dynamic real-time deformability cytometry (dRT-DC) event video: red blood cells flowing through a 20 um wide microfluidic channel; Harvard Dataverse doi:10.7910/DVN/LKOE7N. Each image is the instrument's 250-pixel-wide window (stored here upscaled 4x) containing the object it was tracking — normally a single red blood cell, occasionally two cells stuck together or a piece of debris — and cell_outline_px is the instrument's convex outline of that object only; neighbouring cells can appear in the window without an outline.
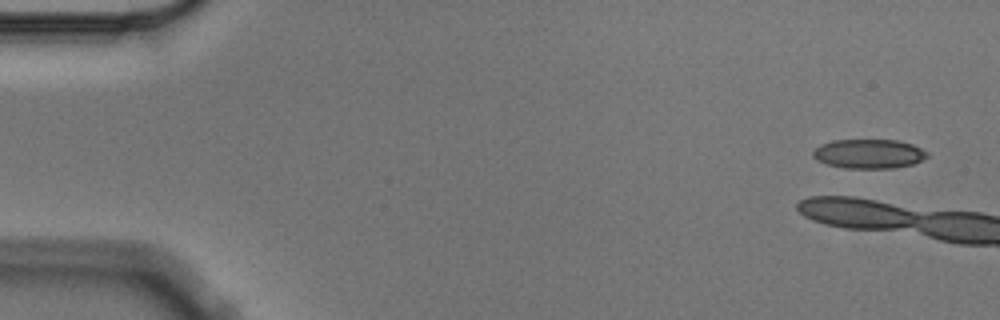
{"species": "Egyptian fruit bat (a non-hibernating species)", "species_latin": "Rousettus aegyptiacus", "temperature_condition": "cold", "stored_images_in_passage": 4, "camera_frame_rate_fps": 3000, "um_per_image_px": 0.085, "animal": {"sex": "male"}, "frame": {"image": 1, "passage_image": 1, "time_ms": 0.0, "image_size_px": [1000, 320], "cell_outline_px": [[928, 156], [912, 164], [892, 168], [844, 168], [828, 164], [816, 160], [812, 156], [812, 152], [820, 144], [832, 140], [896, 140], [912, 144], [928, 152]], "centroid_in_image_um": [73.82, 13.07], "position_along_channel_um": 11.2, "area_um2": 19.42}}